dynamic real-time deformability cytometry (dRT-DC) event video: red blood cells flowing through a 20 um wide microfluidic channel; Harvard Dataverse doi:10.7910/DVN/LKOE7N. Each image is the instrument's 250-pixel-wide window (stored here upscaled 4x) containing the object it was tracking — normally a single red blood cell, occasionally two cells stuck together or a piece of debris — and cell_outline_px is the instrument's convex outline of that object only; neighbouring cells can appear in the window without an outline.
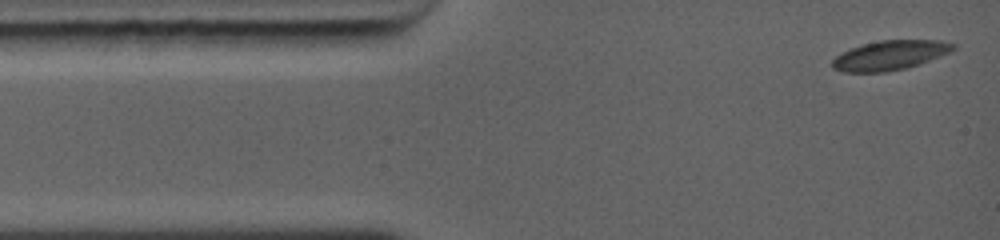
{"species": "common noctule bat (a hibernating species)", "species_latin": "Nyctalus noctula", "temperature_condition": "warm", "stored_images_in_passage": 24, "camera_frame_rate_fps": 5000, "um_per_image_px": 0.085, "animal": {"sex": "female", "body_mass_g": 19.0, "forearm_length_mm": 56.7}, "frame": {"image": 1, "passage_image": 1, "time_ms": 0.0, "image_size_px": [1000, 240], "cell_outline_px": [[956, 48], [940, 56], [920, 64], [888, 72], [844, 72], [832, 68], [832, 60], [840, 52], [864, 44], [880, 40], [940, 40], [956, 44]], "centroid_in_image_um": [75.63, 4.7], "position_along_channel_um": 9.4, "area_um2": 20.75}}
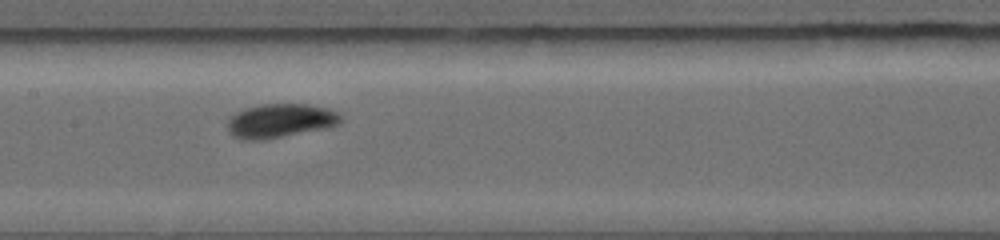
{"frame": {"image": 2, "passage_image": 11, "time_ms": 5.4, "image_size_px": [1000, 240], "cell_outline_px": [[340, 120], [336, 124], [328, 128], [264, 140], [240, 140], [232, 136], [228, 128], [228, 120], [236, 112], [244, 108], [260, 104], [308, 104], [328, 108], [336, 112], [340, 116]], "centroid_in_image_um": [23.78, 10.27], "position_along_channel_um": 183.6, "area_um2": 22.48}}
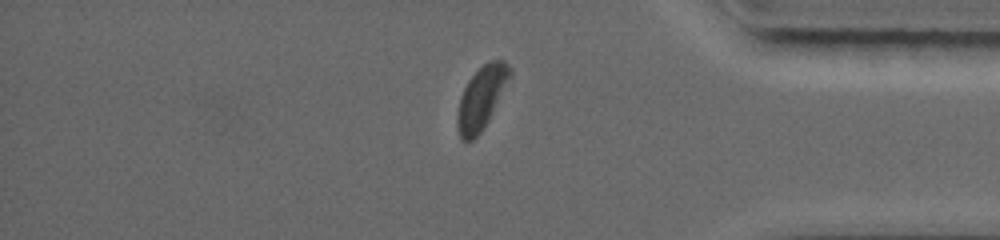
{"frame": {"image": 3, "passage_image": 21, "time_ms": 10.6, "image_size_px": [1000, 240], "cell_outline_px": [[512, 76], [480, 132], [472, 140], [460, 140], [460, 100], [464, 88], [468, 80], [484, 64], [492, 60], [504, 60], [508, 64], [512, 72]], "centroid_in_image_um": [40.99, 8.22], "position_along_channel_um": 394.2, "area_um2": 18.03}, "authors_computed_cell_mechanics": {"area_um2": 20.6057, "velocity_mm_per_s": 4.396, "shape_relaxation_time_tau1_ms": 2.7214, "shape_relaxation_time_tau2_ms": null, "deformation_change_tau1": 0.1187, "deformation_change_tau2": null}}